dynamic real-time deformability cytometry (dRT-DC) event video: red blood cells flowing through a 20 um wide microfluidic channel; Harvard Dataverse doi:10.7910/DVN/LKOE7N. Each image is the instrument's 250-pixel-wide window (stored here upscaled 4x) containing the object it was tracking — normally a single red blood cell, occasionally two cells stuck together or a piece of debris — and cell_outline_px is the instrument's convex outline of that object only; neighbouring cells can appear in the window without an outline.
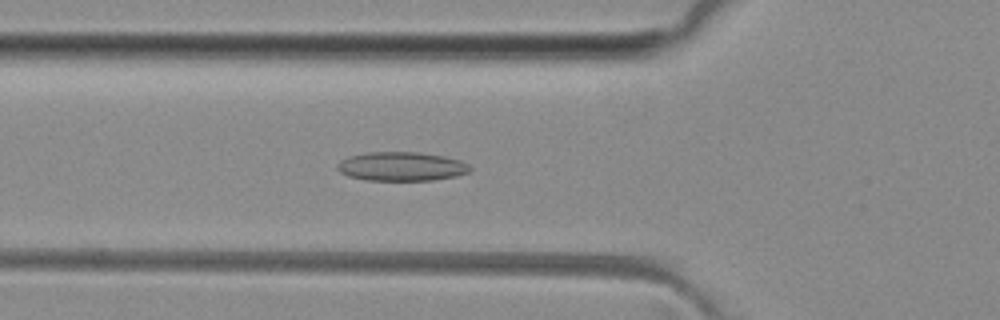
{"species": "common noctule bat (a hibernating species)", "species_latin": "Nyctalus noctula", "temperature_condition": "room temperature", "stored_images_in_passage": 51, "camera_frame_rate_fps": 3000, "um_per_image_px": 0.085, "animal": {"sex": "female", "body_mass_g": 29.2, "forearm_length_mm": 56.3}, "frame": {"image": 1, "passage_image": 18, "time_ms": 5.667, "image_size_px": [1000, 320], "cell_outline_px": [[472, 168], [468, 172], [456, 176], [432, 180], [368, 180], [348, 176], [340, 172], [336, 168], [336, 164], [340, 160], [348, 156], [368, 152], [416, 152], [444, 156], [460, 160], [468, 164]], "centroid_in_image_um": [34.1, 14.14], "position_along_channel_um": 91.7, "area_um2": 22.43}}
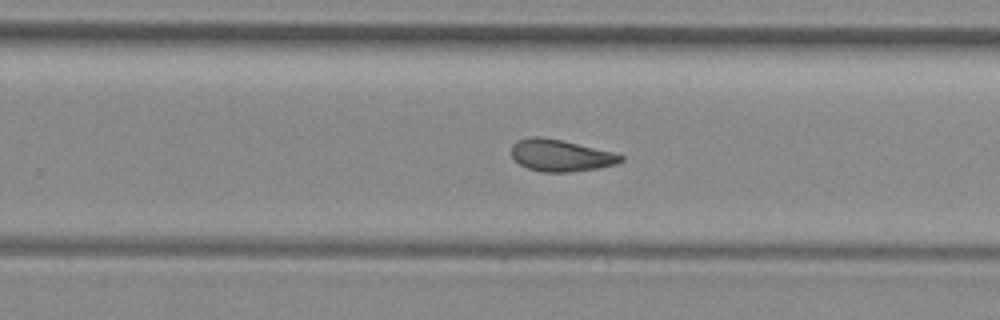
{"frame": {"image": 2, "passage_image": 32, "time_ms": 10.333, "image_size_px": [1000, 320], "cell_outline_px": [[624, 160], [616, 164], [600, 168], [568, 172], [540, 172], [528, 168], [520, 164], [512, 156], [512, 144], [516, 140], [532, 136], [540, 136], [560, 140], [612, 152], [624, 156]], "centroid_in_image_um": [47.64, 13.22], "position_along_channel_um": 282.2, "area_um2": 20.17}}
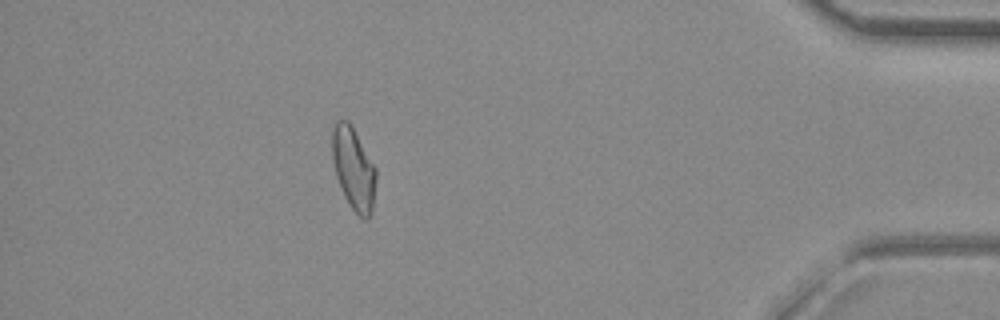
{"frame": {"image": 3, "passage_image": 45, "time_ms": 14.667, "image_size_px": [1000, 320], "cell_outline_px": [[376, 180], [372, 212], [368, 220], [364, 220], [352, 208], [344, 196], [340, 188], [336, 176], [332, 160], [332, 128], [336, 120], [348, 120], [376, 168]], "centroid_in_image_um": [30.04, 14.35], "position_along_channel_um": 405.2, "area_um2": 21.04}, "authors_computed_cell_mechanics": {"area_um2": 21.2704, "velocity_mm_per_s": 4.0722, "shape_relaxation_time_tau1_ms": null, "shape_relaxation_time_tau2_ms": 3.4662, "deformation_change_tau1": null, "deformation_change_tau2": 0.1066}}